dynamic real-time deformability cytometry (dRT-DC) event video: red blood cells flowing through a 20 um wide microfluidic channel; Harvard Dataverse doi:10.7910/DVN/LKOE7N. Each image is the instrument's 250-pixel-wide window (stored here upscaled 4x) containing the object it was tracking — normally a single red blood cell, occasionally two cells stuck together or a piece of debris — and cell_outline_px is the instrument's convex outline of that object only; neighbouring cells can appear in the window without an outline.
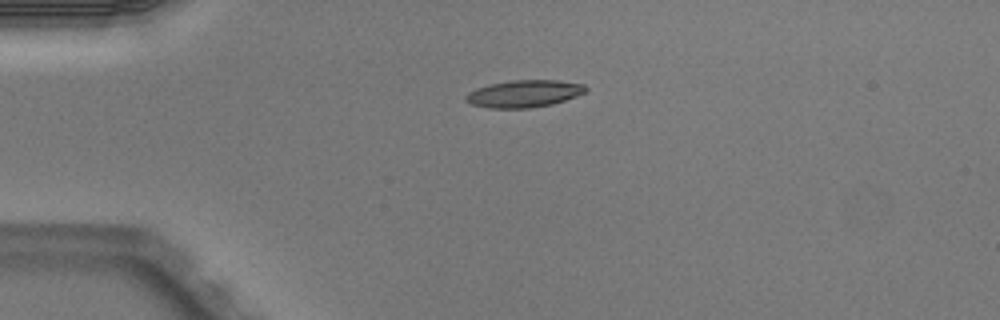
{"species": "Egyptian fruit bat (a non-hibernating species)", "species_latin": "Rousettus aegyptiacus", "temperature_condition": "warm", "stored_images_in_passage": 3, "camera_frame_rate_fps": 3000, "um_per_image_px": 0.085, "animal": {"sex": "male"}, "frame": {"image": 1, "passage_image": 1, "time_ms": 0.0, "image_size_px": [1000, 320], "cell_outline_px": [[588, 88], [584, 92], [576, 96], [552, 104], [532, 108], [488, 108], [472, 104], [464, 100], [464, 96], [468, 92], [476, 88], [488, 84], [512, 80], [556, 80], [584, 84]], "centroid_in_image_um": [44.51, 7.96], "position_along_channel_um": 40.5, "area_um2": 19.07}}